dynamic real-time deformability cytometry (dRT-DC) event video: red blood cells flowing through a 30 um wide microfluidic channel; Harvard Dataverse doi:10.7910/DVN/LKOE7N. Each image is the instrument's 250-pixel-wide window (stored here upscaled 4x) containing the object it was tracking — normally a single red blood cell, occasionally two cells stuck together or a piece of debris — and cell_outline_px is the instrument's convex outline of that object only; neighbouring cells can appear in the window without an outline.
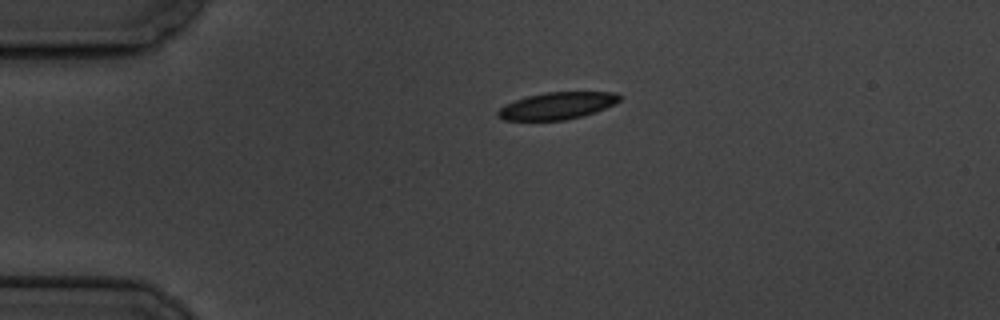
{"species": "common noctule bat (a hibernating species)", "species_latin": "Nyctalus noctula", "temperature_condition": "cold", "stored_images_in_passage": 46, "camera_frame_rate_fps": 3000, "um_per_image_px": 0.085, "animal": {"sex": "male", "body_mass_g": 19.5, "forearm_length_mm": 54.6}, "frame": {"image": 1, "passage_image": 1, "time_ms": 0.0, "image_size_px": [1000, 320], "cell_outline_px": [[624, 96], [620, 100], [596, 112], [564, 120], [504, 120], [496, 116], [496, 112], [500, 108], [516, 100], [528, 96], [544, 92], [612, 92]], "centroid_in_image_um": [47.35, 8.98], "position_along_channel_um": 37.6, "area_um2": 18.96}}
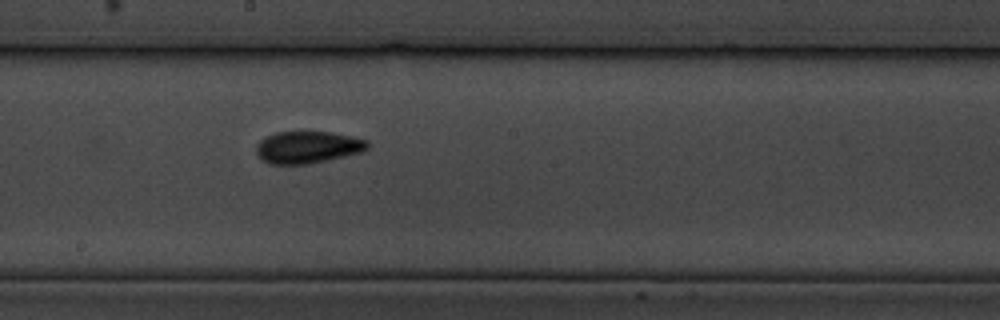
{"frame": {"image": 2, "passage_image": 20, "time_ms": 6.333, "image_size_px": [1000, 320], "cell_outline_px": [[368, 148], [360, 152], [344, 156], [308, 164], [268, 164], [256, 152], [256, 144], [260, 140], [276, 132], [328, 132], [352, 136], [368, 140]], "centroid_in_image_um": [26.15, 12.51], "position_along_channel_um": 222.1, "area_um2": 20.58}}
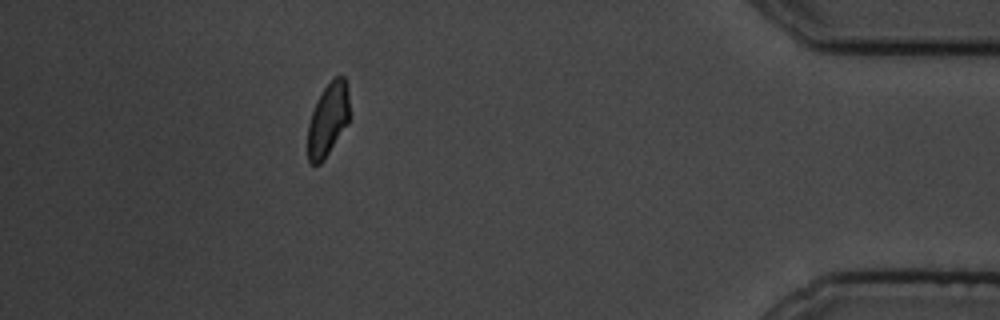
{"frame": {"image": 3, "passage_image": 40, "time_ms": 13.0, "image_size_px": [1000, 320], "cell_outline_px": [[348, 124], [324, 160], [320, 164], [312, 164], [308, 160], [308, 124], [316, 100], [324, 88], [336, 76], [344, 76], [348, 84]], "centroid_in_image_um": [27.88, 10.17], "position_along_channel_um": 407.3, "area_um2": 17.74}, "authors_computed_cell_mechanics": {"area_um2": 19.5364, "velocity_mm_per_s": 3.4855, "shape_relaxation_time_tau1_ms": 2.6144, "shape_relaxation_time_tau2_ms": 1.6404, "deformation_change_tau1": 0.1186, "deformation_change_tau2": 0.0759}}